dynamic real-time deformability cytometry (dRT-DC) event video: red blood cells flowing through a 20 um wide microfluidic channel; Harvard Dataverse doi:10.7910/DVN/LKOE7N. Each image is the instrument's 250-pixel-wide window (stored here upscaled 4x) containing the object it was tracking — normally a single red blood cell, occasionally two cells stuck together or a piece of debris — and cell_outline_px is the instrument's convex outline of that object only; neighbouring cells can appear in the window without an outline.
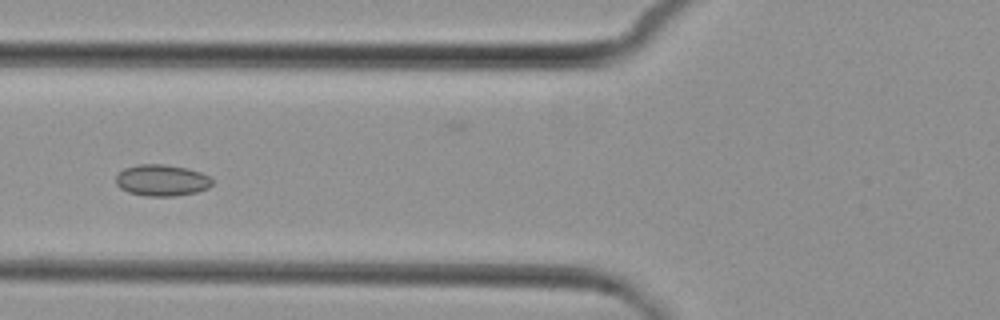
{"species": "common noctule bat (a hibernating species)", "species_latin": "Nyctalus noctula", "temperature_condition": "cold", "stored_images_in_passage": 6, "camera_frame_rate_fps": 3000, "um_per_image_px": 0.085, "animal": {"sex": "female", "body_mass_g": 29.2, "forearm_length_mm": 56.3}, "frame": {"image": 1, "passage_image": 6, "time_ms": 6.333, "image_size_px": [1000, 320], "cell_outline_px": [[212, 184], [208, 188], [196, 192], [176, 196], [148, 196], [128, 192], [120, 188], [116, 184], [116, 176], [124, 168], [140, 164], [164, 164], [188, 168], [200, 172], [208, 176], [212, 180]], "centroid_in_image_um": [13.75, 15.32], "position_along_channel_um": 112.1, "area_um2": 17.63}}